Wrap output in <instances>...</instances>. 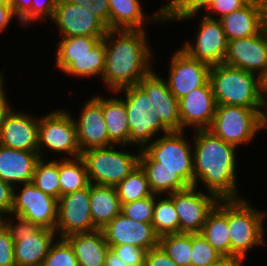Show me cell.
<instances>
[{
  "label": "cell",
  "instance_id": "6da1fadb",
  "mask_svg": "<svg viewBox=\"0 0 267 266\" xmlns=\"http://www.w3.org/2000/svg\"><path fill=\"white\" fill-rule=\"evenodd\" d=\"M185 132L162 134L140 151L139 164L153 194L168 195L194 186L193 144Z\"/></svg>",
  "mask_w": 267,
  "mask_h": 266
},
{
  "label": "cell",
  "instance_id": "7a4b0ae2",
  "mask_svg": "<svg viewBox=\"0 0 267 266\" xmlns=\"http://www.w3.org/2000/svg\"><path fill=\"white\" fill-rule=\"evenodd\" d=\"M147 30L108 29L103 37L105 69L99 82L107 93L138 84L153 69Z\"/></svg>",
  "mask_w": 267,
  "mask_h": 266
},
{
  "label": "cell",
  "instance_id": "3957f363",
  "mask_svg": "<svg viewBox=\"0 0 267 266\" xmlns=\"http://www.w3.org/2000/svg\"><path fill=\"white\" fill-rule=\"evenodd\" d=\"M193 133L194 186H202L219 200L244 198L237 183L238 148L207 129Z\"/></svg>",
  "mask_w": 267,
  "mask_h": 266
},
{
  "label": "cell",
  "instance_id": "277c9868",
  "mask_svg": "<svg viewBox=\"0 0 267 266\" xmlns=\"http://www.w3.org/2000/svg\"><path fill=\"white\" fill-rule=\"evenodd\" d=\"M254 206V207H253ZM245 197L228 199V230L231 243V260L244 266L249 252L266 244L265 220L267 212Z\"/></svg>",
  "mask_w": 267,
  "mask_h": 266
},
{
  "label": "cell",
  "instance_id": "5b68a950",
  "mask_svg": "<svg viewBox=\"0 0 267 266\" xmlns=\"http://www.w3.org/2000/svg\"><path fill=\"white\" fill-rule=\"evenodd\" d=\"M209 81L216 105L261 108L263 80L258 75L221 63L211 66Z\"/></svg>",
  "mask_w": 267,
  "mask_h": 266
},
{
  "label": "cell",
  "instance_id": "8992f818",
  "mask_svg": "<svg viewBox=\"0 0 267 266\" xmlns=\"http://www.w3.org/2000/svg\"><path fill=\"white\" fill-rule=\"evenodd\" d=\"M129 147L132 150V146L128 145H112L84 150L81 157L85 162L90 184L115 187L130 174L139 165L141 150L133 147L132 153L129 150L126 151Z\"/></svg>",
  "mask_w": 267,
  "mask_h": 266
},
{
  "label": "cell",
  "instance_id": "52a82bcc",
  "mask_svg": "<svg viewBox=\"0 0 267 266\" xmlns=\"http://www.w3.org/2000/svg\"><path fill=\"white\" fill-rule=\"evenodd\" d=\"M1 223L13 239L16 266H42L57 238L56 231L42 228L19 215L7 214L1 217Z\"/></svg>",
  "mask_w": 267,
  "mask_h": 266
},
{
  "label": "cell",
  "instance_id": "ba28073f",
  "mask_svg": "<svg viewBox=\"0 0 267 266\" xmlns=\"http://www.w3.org/2000/svg\"><path fill=\"white\" fill-rule=\"evenodd\" d=\"M115 93L120 95L126 106L130 130L129 146L142 150L160 134L171 132L162 123L146 92L138 84L120 89Z\"/></svg>",
  "mask_w": 267,
  "mask_h": 266
},
{
  "label": "cell",
  "instance_id": "9c48e42d",
  "mask_svg": "<svg viewBox=\"0 0 267 266\" xmlns=\"http://www.w3.org/2000/svg\"><path fill=\"white\" fill-rule=\"evenodd\" d=\"M52 152L55 159L76 158L81 156L77 141L76 126L72 113L68 109L55 108L39 116L38 154L44 159L47 152ZM46 153V154H45ZM57 154V155H55ZM62 154V155H61ZM59 155H61L59 157Z\"/></svg>",
  "mask_w": 267,
  "mask_h": 266
},
{
  "label": "cell",
  "instance_id": "30bf717a",
  "mask_svg": "<svg viewBox=\"0 0 267 266\" xmlns=\"http://www.w3.org/2000/svg\"><path fill=\"white\" fill-rule=\"evenodd\" d=\"M259 112L260 108L216 105L215 115L207 130L237 148L249 146L260 132Z\"/></svg>",
  "mask_w": 267,
  "mask_h": 266
},
{
  "label": "cell",
  "instance_id": "8fae6325",
  "mask_svg": "<svg viewBox=\"0 0 267 266\" xmlns=\"http://www.w3.org/2000/svg\"><path fill=\"white\" fill-rule=\"evenodd\" d=\"M200 17L199 24L194 31V41L187 40L180 47L187 55L210 66L223 63L227 53L228 40L219 19H213L196 14L178 22L191 21ZM196 35V36H195Z\"/></svg>",
  "mask_w": 267,
  "mask_h": 266
},
{
  "label": "cell",
  "instance_id": "7c38bea8",
  "mask_svg": "<svg viewBox=\"0 0 267 266\" xmlns=\"http://www.w3.org/2000/svg\"><path fill=\"white\" fill-rule=\"evenodd\" d=\"M58 200L45 194L33 183L14 187L12 215H19L40 225L56 229Z\"/></svg>",
  "mask_w": 267,
  "mask_h": 266
},
{
  "label": "cell",
  "instance_id": "4fadbf2b",
  "mask_svg": "<svg viewBox=\"0 0 267 266\" xmlns=\"http://www.w3.org/2000/svg\"><path fill=\"white\" fill-rule=\"evenodd\" d=\"M195 186L176 191L168 196L172 199L179 218V233H200L208 214L219 199Z\"/></svg>",
  "mask_w": 267,
  "mask_h": 266
},
{
  "label": "cell",
  "instance_id": "5bb4252c",
  "mask_svg": "<svg viewBox=\"0 0 267 266\" xmlns=\"http://www.w3.org/2000/svg\"><path fill=\"white\" fill-rule=\"evenodd\" d=\"M98 230L92 221L90 210V185L58 198L56 235L66 238L76 233Z\"/></svg>",
  "mask_w": 267,
  "mask_h": 266
},
{
  "label": "cell",
  "instance_id": "9a60e30c",
  "mask_svg": "<svg viewBox=\"0 0 267 266\" xmlns=\"http://www.w3.org/2000/svg\"><path fill=\"white\" fill-rule=\"evenodd\" d=\"M224 64L258 75H267V25L254 36L228 40Z\"/></svg>",
  "mask_w": 267,
  "mask_h": 266
},
{
  "label": "cell",
  "instance_id": "2e32d148",
  "mask_svg": "<svg viewBox=\"0 0 267 266\" xmlns=\"http://www.w3.org/2000/svg\"><path fill=\"white\" fill-rule=\"evenodd\" d=\"M170 56L169 73L165 80L177 100L209 80L210 65L193 59L180 48L173 51Z\"/></svg>",
  "mask_w": 267,
  "mask_h": 266
},
{
  "label": "cell",
  "instance_id": "e0dca14e",
  "mask_svg": "<svg viewBox=\"0 0 267 266\" xmlns=\"http://www.w3.org/2000/svg\"><path fill=\"white\" fill-rule=\"evenodd\" d=\"M81 107L78 118L72 114L81 152L89 148L115 145L108 137L102 113V94L91 95Z\"/></svg>",
  "mask_w": 267,
  "mask_h": 266
},
{
  "label": "cell",
  "instance_id": "ac0fdd59",
  "mask_svg": "<svg viewBox=\"0 0 267 266\" xmlns=\"http://www.w3.org/2000/svg\"><path fill=\"white\" fill-rule=\"evenodd\" d=\"M61 37L105 36L107 26L90 10L66 0H57L51 20Z\"/></svg>",
  "mask_w": 267,
  "mask_h": 266
},
{
  "label": "cell",
  "instance_id": "d6986e66",
  "mask_svg": "<svg viewBox=\"0 0 267 266\" xmlns=\"http://www.w3.org/2000/svg\"><path fill=\"white\" fill-rule=\"evenodd\" d=\"M12 107L0 125V144L17 150L38 151L39 116Z\"/></svg>",
  "mask_w": 267,
  "mask_h": 266
},
{
  "label": "cell",
  "instance_id": "ffe728a7",
  "mask_svg": "<svg viewBox=\"0 0 267 266\" xmlns=\"http://www.w3.org/2000/svg\"><path fill=\"white\" fill-rule=\"evenodd\" d=\"M216 102L208 80L203 86L179 99L181 131L208 129L215 115Z\"/></svg>",
  "mask_w": 267,
  "mask_h": 266
},
{
  "label": "cell",
  "instance_id": "44dd1931",
  "mask_svg": "<svg viewBox=\"0 0 267 266\" xmlns=\"http://www.w3.org/2000/svg\"><path fill=\"white\" fill-rule=\"evenodd\" d=\"M101 230L108 246L128 244L148 251L159 245V236L151 223L137 222L121 213Z\"/></svg>",
  "mask_w": 267,
  "mask_h": 266
},
{
  "label": "cell",
  "instance_id": "7402d4cb",
  "mask_svg": "<svg viewBox=\"0 0 267 266\" xmlns=\"http://www.w3.org/2000/svg\"><path fill=\"white\" fill-rule=\"evenodd\" d=\"M155 71L154 67L139 81L138 85L146 92L162 123L170 131H181L179 100L169 90L165 78Z\"/></svg>",
  "mask_w": 267,
  "mask_h": 266
},
{
  "label": "cell",
  "instance_id": "603a6c76",
  "mask_svg": "<svg viewBox=\"0 0 267 266\" xmlns=\"http://www.w3.org/2000/svg\"><path fill=\"white\" fill-rule=\"evenodd\" d=\"M108 1L109 29L147 30L149 23H164L163 4L154 14L148 15L143 10L142 0Z\"/></svg>",
  "mask_w": 267,
  "mask_h": 266
},
{
  "label": "cell",
  "instance_id": "cb8c5ba5",
  "mask_svg": "<svg viewBox=\"0 0 267 266\" xmlns=\"http://www.w3.org/2000/svg\"><path fill=\"white\" fill-rule=\"evenodd\" d=\"M40 159L38 151H23L0 144V178L13 187L32 183Z\"/></svg>",
  "mask_w": 267,
  "mask_h": 266
},
{
  "label": "cell",
  "instance_id": "d4e9b609",
  "mask_svg": "<svg viewBox=\"0 0 267 266\" xmlns=\"http://www.w3.org/2000/svg\"><path fill=\"white\" fill-rule=\"evenodd\" d=\"M227 40L257 35L267 25V11L253 3L222 16L220 19Z\"/></svg>",
  "mask_w": 267,
  "mask_h": 266
},
{
  "label": "cell",
  "instance_id": "484cf974",
  "mask_svg": "<svg viewBox=\"0 0 267 266\" xmlns=\"http://www.w3.org/2000/svg\"><path fill=\"white\" fill-rule=\"evenodd\" d=\"M55 68L71 78H99L105 69V44L103 38L82 57H55ZM73 76V77H72Z\"/></svg>",
  "mask_w": 267,
  "mask_h": 266
},
{
  "label": "cell",
  "instance_id": "4316f807",
  "mask_svg": "<svg viewBox=\"0 0 267 266\" xmlns=\"http://www.w3.org/2000/svg\"><path fill=\"white\" fill-rule=\"evenodd\" d=\"M72 246L79 266H105L108 246L102 230L76 233L65 238Z\"/></svg>",
  "mask_w": 267,
  "mask_h": 266
},
{
  "label": "cell",
  "instance_id": "83f0119b",
  "mask_svg": "<svg viewBox=\"0 0 267 266\" xmlns=\"http://www.w3.org/2000/svg\"><path fill=\"white\" fill-rule=\"evenodd\" d=\"M200 233L225 259H231V243L228 230V199L218 201L214 209L208 214Z\"/></svg>",
  "mask_w": 267,
  "mask_h": 266
},
{
  "label": "cell",
  "instance_id": "f1b7e54d",
  "mask_svg": "<svg viewBox=\"0 0 267 266\" xmlns=\"http://www.w3.org/2000/svg\"><path fill=\"white\" fill-rule=\"evenodd\" d=\"M90 210L94 226L101 230L121 213L116 187L90 184Z\"/></svg>",
  "mask_w": 267,
  "mask_h": 266
},
{
  "label": "cell",
  "instance_id": "f546056e",
  "mask_svg": "<svg viewBox=\"0 0 267 266\" xmlns=\"http://www.w3.org/2000/svg\"><path fill=\"white\" fill-rule=\"evenodd\" d=\"M110 97L102 94V113L108 131L109 139L115 145H128L130 130L128 127L126 106L124 101L115 92Z\"/></svg>",
  "mask_w": 267,
  "mask_h": 266
},
{
  "label": "cell",
  "instance_id": "4dcf8cb0",
  "mask_svg": "<svg viewBox=\"0 0 267 266\" xmlns=\"http://www.w3.org/2000/svg\"><path fill=\"white\" fill-rule=\"evenodd\" d=\"M60 196L84 189L90 185L83 158H59Z\"/></svg>",
  "mask_w": 267,
  "mask_h": 266
},
{
  "label": "cell",
  "instance_id": "1f68e13d",
  "mask_svg": "<svg viewBox=\"0 0 267 266\" xmlns=\"http://www.w3.org/2000/svg\"><path fill=\"white\" fill-rule=\"evenodd\" d=\"M159 237L179 233V218L168 195L155 194V207L151 222Z\"/></svg>",
  "mask_w": 267,
  "mask_h": 266
},
{
  "label": "cell",
  "instance_id": "d6a6232c",
  "mask_svg": "<svg viewBox=\"0 0 267 266\" xmlns=\"http://www.w3.org/2000/svg\"><path fill=\"white\" fill-rule=\"evenodd\" d=\"M116 187L121 204L151 196L148 179L141 165H137Z\"/></svg>",
  "mask_w": 267,
  "mask_h": 266
},
{
  "label": "cell",
  "instance_id": "836d02e7",
  "mask_svg": "<svg viewBox=\"0 0 267 266\" xmlns=\"http://www.w3.org/2000/svg\"><path fill=\"white\" fill-rule=\"evenodd\" d=\"M32 183L45 194L58 200L60 197L59 159L40 158L34 169Z\"/></svg>",
  "mask_w": 267,
  "mask_h": 266
},
{
  "label": "cell",
  "instance_id": "e575fe53",
  "mask_svg": "<svg viewBox=\"0 0 267 266\" xmlns=\"http://www.w3.org/2000/svg\"><path fill=\"white\" fill-rule=\"evenodd\" d=\"M159 246L178 266H191L192 233L161 236Z\"/></svg>",
  "mask_w": 267,
  "mask_h": 266
},
{
  "label": "cell",
  "instance_id": "d590c367",
  "mask_svg": "<svg viewBox=\"0 0 267 266\" xmlns=\"http://www.w3.org/2000/svg\"><path fill=\"white\" fill-rule=\"evenodd\" d=\"M163 5V21L169 24L193 15L205 13L214 0H166ZM169 1V2H168ZM204 10V11H203Z\"/></svg>",
  "mask_w": 267,
  "mask_h": 266
},
{
  "label": "cell",
  "instance_id": "8d00e7d4",
  "mask_svg": "<svg viewBox=\"0 0 267 266\" xmlns=\"http://www.w3.org/2000/svg\"><path fill=\"white\" fill-rule=\"evenodd\" d=\"M104 36L59 37L55 44V57H82L93 48Z\"/></svg>",
  "mask_w": 267,
  "mask_h": 266
},
{
  "label": "cell",
  "instance_id": "74e56055",
  "mask_svg": "<svg viewBox=\"0 0 267 266\" xmlns=\"http://www.w3.org/2000/svg\"><path fill=\"white\" fill-rule=\"evenodd\" d=\"M224 259L201 233H192L191 266H214Z\"/></svg>",
  "mask_w": 267,
  "mask_h": 266
},
{
  "label": "cell",
  "instance_id": "f35d334b",
  "mask_svg": "<svg viewBox=\"0 0 267 266\" xmlns=\"http://www.w3.org/2000/svg\"><path fill=\"white\" fill-rule=\"evenodd\" d=\"M42 266H79L74 250L65 238H56L51 244Z\"/></svg>",
  "mask_w": 267,
  "mask_h": 266
},
{
  "label": "cell",
  "instance_id": "ab89813d",
  "mask_svg": "<svg viewBox=\"0 0 267 266\" xmlns=\"http://www.w3.org/2000/svg\"><path fill=\"white\" fill-rule=\"evenodd\" d=\"M155 207V194L121 204V214L137 222L151 223Z\"/></svg>",
  "mask_w": 267,
  "mask_h": 266
},
{
  "label": "cell",
  "instance_id": "60d3db41",
  "mask_svg": "<svg viewBox=\"0 0 267 266\" xmlns=\"http://www.w3.org/2000/svg\"><path fill=\"white\" fill-rule=\"evenodd\" d=\"M57 0H32L30 11L19 21L22 28L34 25V22H43L53 19ZM31 24V25H30Z\"/></svg>",
  "mask_w": 267,
  "mask_h": 266
},
{
  "label": "cell",
  "instance_id": "b9f144b4",
  "mask_svg": "<svg viewBox=\"0 0 267 266\" xmlns=\"http://www.w3.org/2000/svg\"><path fill=\"white\" fill-rule=\"evenodd\" d=\"M109 247L127 266H144L147 250L128 244Z\"/></svg>",
  "mask_w": 267,
  "mask_h": 266
},
{
  "label": "cell",
  "instance_id": "7bdbcfd3",
  "mask_svg": "<svg viewBox=\"0 0 267 266\" xmlns=\"http://www.w3.org/2000/svg\"><path fill=\"white\" fill-rule=\"evenodd\" d=\"M247 3L248 0H214L210 8L203 14L209 18L220 19L226 14L243 8Z\"/></svg>",
  "mask_w": 267,
  "mask_h": 266
},
{
  "label": "cell",
  "instance_id": "ee69618b",
  "mask_svg": "<svg viewBox=\"0 0 267 266\" xmlns=\"http://www.w3.org/2000/svg\"><path fill=\"white\" fill-rule=\"evenodd\" d=\"M0 266H16L14 242L5 226L0 222Z\"/></svg>",
  "mask_w": 267,
  "mask_h": 266
},
{
  "label": "cell",
  "instance_id": "f6af8a7d",
  "mask_svg": "<svg viewBox=\"0 0 267 266\" xmlns=\"http://www.w3.org/2000/svg\"><path fill=\"white\" fill-rule=\"evenodd\" d=\"M72 4L83 6L97 16L109 29V1L108 0H66Z\"/></svg>",
  "mask_w": 267,
  "mask_h": 266
},
{
  "label": "cell",
  "instance_id": "bcb514c9",
  "mask_svg": "<svg viewBox=\"0 0 267 266\" xmlns=\"http://www.w3.org/2000/svg\"><path fill=\"white\" fill-rule=\"evenodd\" d=\"M144 266H178L158 245L149 249L145 256Z\"/></svg>",
  "mask_w": 267,
  "mask_h": 266
},
{
  "label": "cell",
  "instance_id": "7dc6e473",
  "mask_svg": "<svg viewBox=\"0 0 267 266\" xmlns=\"http://www.w3.org/2000/svg\"><path fill=\"white\" fill-rule=\"evenodd\" d=\"M14 187L0 178V216L11 213L13 206Z\"/></svg>",
  "mask_w": 267,
  "mask_h": 266
},
{
  "label": "cell",
  "instance_id": "c3c4849f",
  "mask_svg": "<svg viewBox=\"0 0 267 266\" xmlns=\"http://www.w3.org/2000/svg\"><path fill=\"white\" fill-rule=\"evenodd\" d=\"M4 70L1 69L0 71V125L3 122V119L6 115V113L12 108L10 101L8 100V93L5 89L6 86V80L3 72Z\"/></svg>",
  "mask_w": 267,
  "mask_h": 266
},
{
  "label": "cell",
  "instance_id": "681fc988",
  "mask_svg": "<svg viewBox=\"0 0 267 266\" xmlns=\"http://www.w3.org/2000/svg\"><path fill=\"white\" fill-rule=\"evenodd\" d=\"M16 18L18 23L19 20L15 16L13 9L10 4H0V33L3 34L4 31L8 30V27L11 26L12 20Z\"/></svg>",
  "mask_w": 267,
  "mask_h": 266
},
{
  "label": "cell",
  "instance_id": "f907efd6",
  "mask_svg": "<svg viewBox=\"0 0 267 266\" xmlns=\"http://www.w3.org/2000/svg\"><path fill=\"white\" fill-rule=\"evenodd\" d=\"M32 0H10L11 8L20 21L31 9Z\"/></svg>",
  "mask_w": 267,
  "mask_h": 266
},
{
  "label": "cell",
  "instance_id": "816d5d0a",
  "mask_svg": "<svg viewBox=\"0 0 267 266\" xmlns=\"http://www.w3.org/2000/svg\"><path fill=\"white\" fill-rule=\"evenodd\" d=\"M260 131L267 129V92H263L261 108L259 112Z\"/></svg>",
  "mask_w": 267,
  "mask_h": 266
},
{
  "label": "cell",
  "instance_id": "f5cc1de1",
  "mask_svg": "<svg viewBox=\"0 0 267 266\" xmlns=\"http://www.w3.org/2000/svg\"><path fill=\"white\" fill-rule=\"evenodd\" d=\"M105 266H127L117 255L109 249L105 257Z\"/></svg>",
  "mask_w": 267,
  "mask_h": 266
},
{
  "label": "cell",
  "instance_id": "db71d44e",
  "mask_svg": "<svg viewBox=\"0 0 267 266\" xmlns=\"http://www.w3.org/2000/svg\"><path fill=\"white\" fill-rule=\"evenodd\" d=\"M214 266H242V264L236 260L224 259L222 262Z\"/></svg>",
  "mask_w": 267,
  "mask_h": 266
},
{
  "label": "cell",
  "instance_id": "11a10c76",
  "mask_svg": "<svg viewBox=\"0 0 267 266\" xmlns=\"http://www.w3.org/2000/svg\"><path fill=\"white\" fill-rule=\"evenodd\" d=\"M248 2L258 5L267 11V0H248Z\"/></svg>",
  "mask_w": 267,
  "mask_h": 266
},
{
  "label": "cell",
  "instance_id": "9f6ffc18",
  "mask_svg": "<svg viewBox=\"0 0 267 266\" xmlns=\"http://www.w3.org/2000/svg\"><path fill=\"white\" fill-rule=\"evenodd\" d=\"M262 80H263V92H267V75Z\"/></svg>",
  "mask_w": 267,
  "mask_h": 266
},
{
  "label": "cell",
  "instance_id": "6f0895ef",
  "mask_svg": "<svg viewBox=\"0 0 267 266\" xmlns=\"http://www.w3.org/2000/svg\"><path fill=\"white\" fill-rule=\"evenodd\" d=\"M0 4H10V0H0Z\"/></svg>",
  "mask_w": 267,
  "mask_h": 266
}]
</instances>
